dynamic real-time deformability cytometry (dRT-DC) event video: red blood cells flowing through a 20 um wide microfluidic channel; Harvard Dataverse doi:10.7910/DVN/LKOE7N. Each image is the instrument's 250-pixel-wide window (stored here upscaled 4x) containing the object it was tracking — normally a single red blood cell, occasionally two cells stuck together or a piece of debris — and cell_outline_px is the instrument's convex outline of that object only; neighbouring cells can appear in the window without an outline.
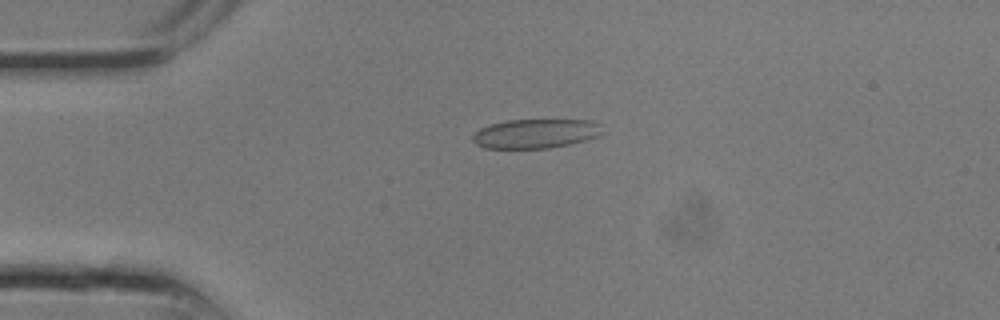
{"species": "common noctule bat (a hibernating species)", "species_latin": "Nyctalus noctula", "temperature_condition": "room temperature", "stored_images_in_passage": 5, "camera_frame_rate_fps": 3000, "um_per_image_px": 0.085, "animal": {"sex": "male", "body_mass_g": 13.3}, "frame": {"image": 1, "passage_image": 2, "time_ms": 0.333, "image_size_px": [1000, 320], "cell_outline_px": [[604, 132], [600, 136], [572, 144], [548, 148], [484, 148], [476, 144], [472, 140], [472, 136], [480, 128], [492, 124], [508, 120], [592, 120], [600, 124]], "centroid_in_image_um": [45.58, 11.36], "position_along_channel_um": 39.4, "area_um2": 22.25}}
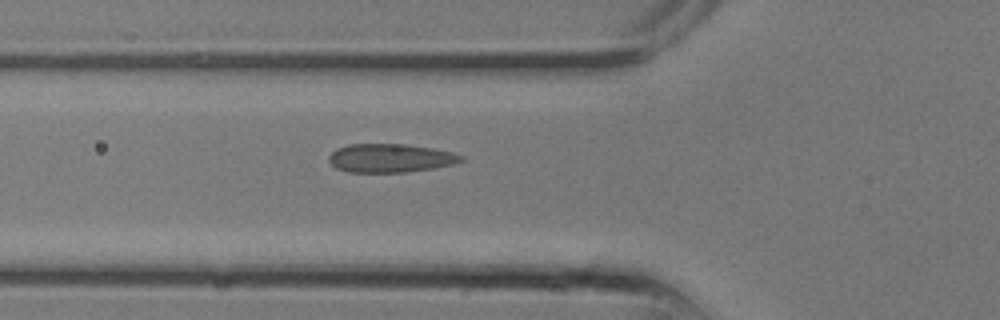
{"frame": {"image": 2, "passage_image": 5, "time_ms": 1.333, "image_size_px": [1000, 320], "cell_outline_px": [[464, 160], [452, 164], [432, 168], [404, 172], [348, 172], [336, 168], [328, 160], [328, 156], [336, 148], [348, 144], [404, 144], [432, 148], [452, 152], [464, 156]], "centroid_in_image_um": [33.15, 13.43], "position_along_channel_um": 92.7, "area_um2": 21.96}}